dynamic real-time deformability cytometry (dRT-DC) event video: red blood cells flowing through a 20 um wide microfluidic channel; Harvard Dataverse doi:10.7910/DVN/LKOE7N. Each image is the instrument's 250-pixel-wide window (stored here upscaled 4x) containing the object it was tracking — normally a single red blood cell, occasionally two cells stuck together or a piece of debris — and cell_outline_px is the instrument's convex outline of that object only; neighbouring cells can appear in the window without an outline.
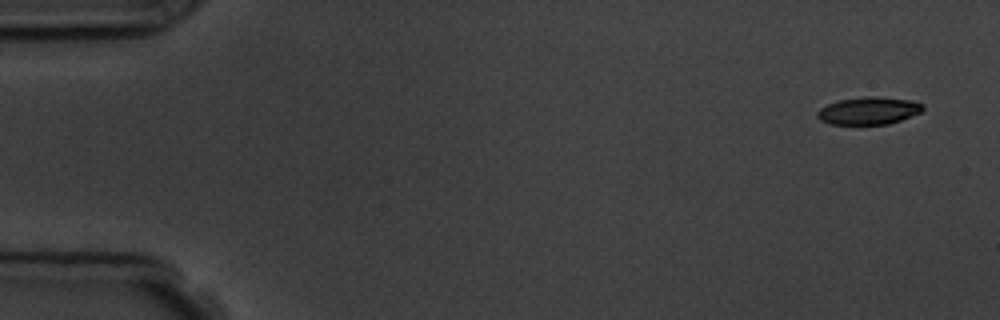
{"species": "common noctule bat (a hibernating species)", "species_latin": "Nyctalus noctula", "temperature_condition": "room temperature", "stored_images_in_passage": 6, "camera_frame_rate_fps": 3000, "um_per_image_px": 0.085, "animal": {"sex": "male", "body_mass_g": 19.5, "forearm_length_mm": 54.6}, "frame": {"image": 1, "passage_image": 1, "time_ms": 0.0, "image_size_px": [1000, 320], "cell_outline_px": [[924, 108], [920, 112], [900, 120], [888, 124], [832, 124], [820, 120], [816, 116], [816, 112], [820, 108], [828, 104], [840, 100], [864, 96], [876, 96], [912, 100], [924, 104]], "centroid_in_image_um": [73.83, 9.4], "position_along_channel_um": 11.2, "area_um2": 16.88}}